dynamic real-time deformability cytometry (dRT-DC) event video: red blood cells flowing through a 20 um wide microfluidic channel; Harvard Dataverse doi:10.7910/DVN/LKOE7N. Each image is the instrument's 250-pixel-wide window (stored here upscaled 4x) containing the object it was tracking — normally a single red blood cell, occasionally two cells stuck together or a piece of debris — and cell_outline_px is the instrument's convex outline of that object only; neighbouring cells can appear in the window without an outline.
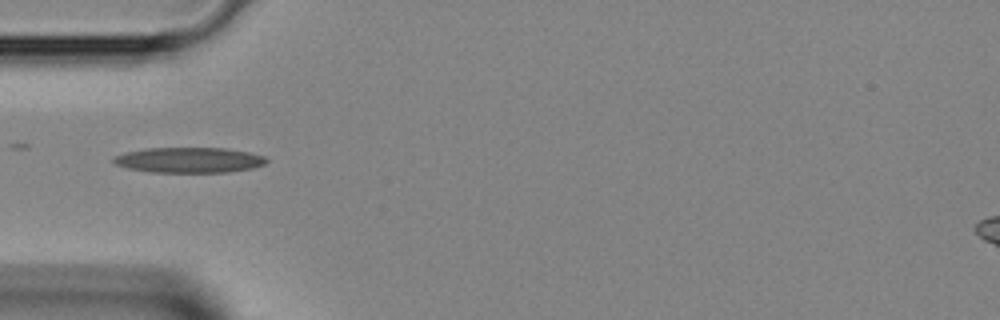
{"species": "Egyptian fruit bat (a non-hibernating species)", "species_latin": "Rousettus aegyptiacus", "temperature_condition": "room temperature", "stored_images_in_passage": 25, "camera_frame_rate_fps": 3000, "um_per_image_px": 0.085, "animal": {"sex": "female"}, "frame": {"image": 1, "passage_image": 1, "time_ms": 0.0, "image_size_px": [1000, 320], "cell_outline_px": [[268, 160], [264, 164], [252, 168], [228, 172], [152, 172], [128, 168], [116, 164], [112, 160], [112, 156], [144, 148], [228, 148], [248, 152], [264, 156]], "centroid_in_image_um": [16.07, 13.6], "position_along_channel_um": 68.9, "area_um2": 22.54}}
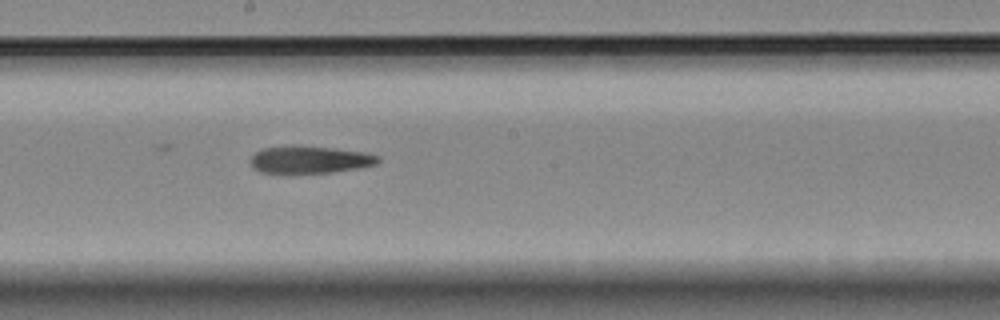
{"frame": {"image": 2, "passage_image": 11, "time_ms": 3.333, "image_size_px": [1000, 320], "cell_outline_px": [[380, 160], [376, 164], [360, 168], [332, 172], [260, 172], [252, 168], [248, 160], [260, 148], [292, 144], [296, 144], [336, 148], [364, 152], [380, 156]], "centroid_in_image_um": [26.3, 13.53], "position_along_channel_um": 221.9, "area_um2": 20.69}}
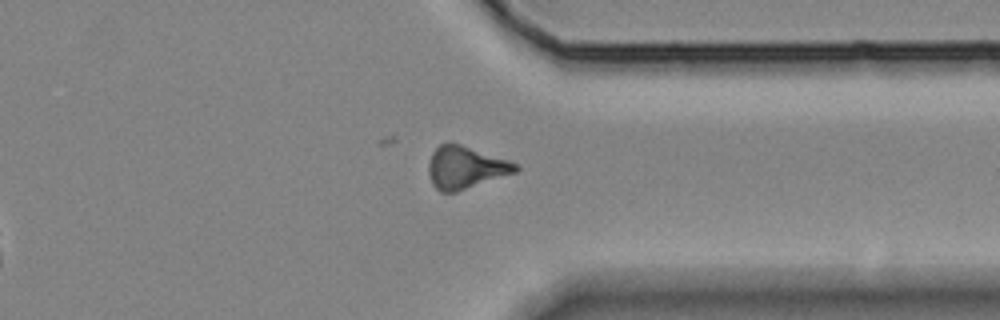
{"frame": {"image": 3, "passage_image": 21, "time_ms": 6.667, "image_size_px": [1000, 320], "cell_outline_px": [[520, 168], [516, 172], [456, 192], [440, 192], [432, 184], [428, 172], [428, 164], [432, 152], [440, 144], [448, 140], [520, 164]], "centroid_in_image_um": [39.55, 14.22], "position_along_channel_um": 371.9, "area_um2": 21.62}}